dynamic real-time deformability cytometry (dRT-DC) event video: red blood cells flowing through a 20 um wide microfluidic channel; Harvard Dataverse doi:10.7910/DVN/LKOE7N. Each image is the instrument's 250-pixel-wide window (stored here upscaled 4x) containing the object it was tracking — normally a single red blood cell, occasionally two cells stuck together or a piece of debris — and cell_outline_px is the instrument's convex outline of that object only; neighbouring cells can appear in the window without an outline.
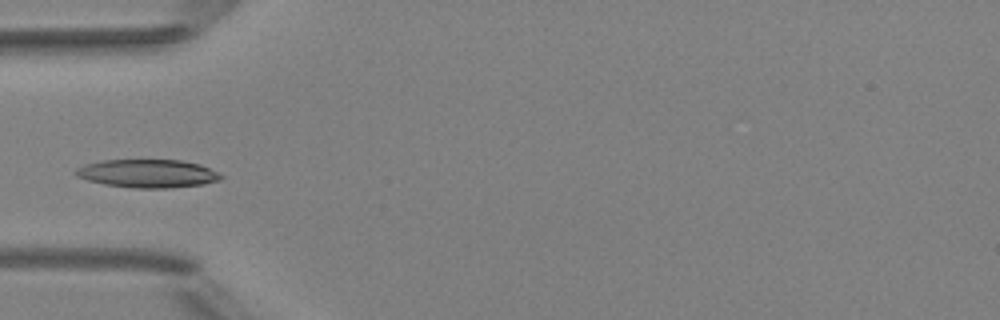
{"species": "Egyptian fruit bat (a non-hibernating species)", "species_latin": "Rousettus aegyptiacus", "temperature_condition": "room temperature", "stored_images_in_passage": 8, "camera_frame_rate_fps": 3000, "um_per_image_px": 0.085, "animal": {"sex": "female"}, "frame": {"image": 1, "passage_image": 6, "time_ms": 5.667, "image_size_px": [1000, 320], "cell_outline_px": [[224, 176], [220, 180], [204, 184], [168, 188], [132, 188], [104, 184], [88, 180], [76, 176], [72, 172], [76, 168], [84, 164], [104, 160], [180, 160], [200, 164]], "centroid_in_image_um": [12.52, 14.75], "position_along_channel_um": 72.5, "area_um2": 23.93}}
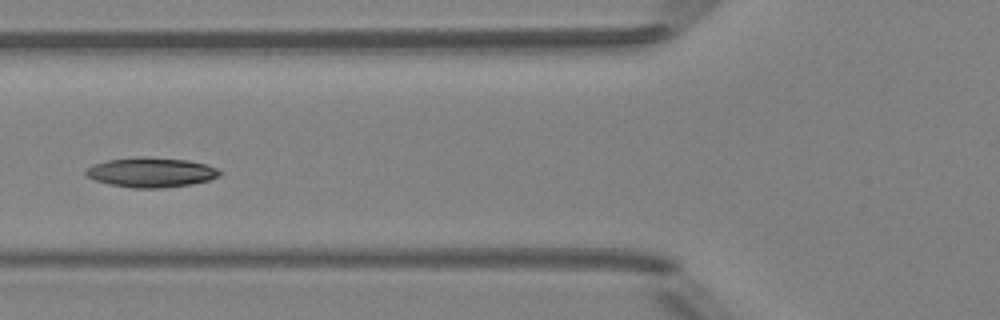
{"frame": {"image": 2, "passage_image": 7, "time_ms": 6.667, "image_size_px": [1000, 320], "cell_outline_px": [[224, 172], [220, 176], [208, 180], [192, 184], [160, 188], [132, 188], [108, 184], [96, 180], [88, 176], [84, 172], [92, 164], [108, 160], [140, 156], [144, 156], [188, 160], [208, 164]], "centroid_in_image_um": [12.87, 14.64], "position_along_channel_um": 112.9, "area_um2": 23.35}}
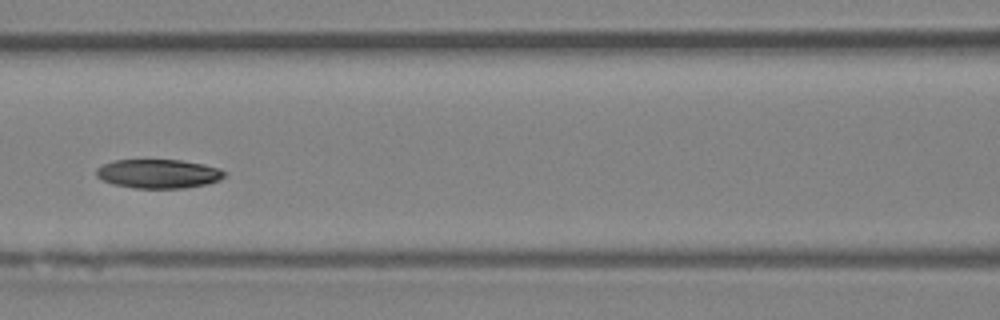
{"frame": {"image": 3, "passage_image": 8, "time_ms": 7.667, "image_size_px": [1000, 320], "cell_outline_px": [[228, 172], [220, 180], [208, 184], [184, 188], [136, 188], [112, 184], [96, 176], [96, 168], [112, 160], [180, 160], [204, 164], [220, 168]], "centroid_in_image_um": [13.5, 14.76], "position_along_channel_um": 153.1, "area_um2": 21.79}}